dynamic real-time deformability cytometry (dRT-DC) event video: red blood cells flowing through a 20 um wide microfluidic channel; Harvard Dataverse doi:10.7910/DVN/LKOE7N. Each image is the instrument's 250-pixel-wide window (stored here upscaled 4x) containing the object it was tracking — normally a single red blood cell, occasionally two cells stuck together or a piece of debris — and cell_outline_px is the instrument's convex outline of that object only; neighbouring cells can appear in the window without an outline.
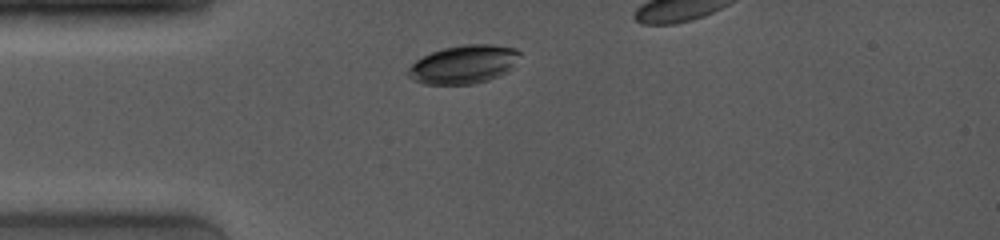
{"species": "common noctule bat (a hibernating species)", "species_latin": "Nyctalus noctula", "temperature_condition": "room temperature", "stored_images_in_passage": 23, "camera_frame_rate_fps": 4000, "um_per_image_px": 0.085, "animal": {"sex": "female", "body_mass_g": 19.0, "forearm_length_mm": 53.3}, "frame": {"image": 1, "passage_image": 10, "time_ms": 1.5, "image_size_px": [1000, 240], "cell_outline_px": [[520, 52], [512, 68], [508, 72], [500, 76], [488, 80], [472, 84], [424, 84], [412, 80], [408, 76], [408, 68], [416, 60], [432, 52], [444, 48], [464, 44], [492, 44], [516, 48]], "centroid_in_image_um": [39.42, 5.48], "position_along_channel_um": 45.6, "area_um2": 25.03}}